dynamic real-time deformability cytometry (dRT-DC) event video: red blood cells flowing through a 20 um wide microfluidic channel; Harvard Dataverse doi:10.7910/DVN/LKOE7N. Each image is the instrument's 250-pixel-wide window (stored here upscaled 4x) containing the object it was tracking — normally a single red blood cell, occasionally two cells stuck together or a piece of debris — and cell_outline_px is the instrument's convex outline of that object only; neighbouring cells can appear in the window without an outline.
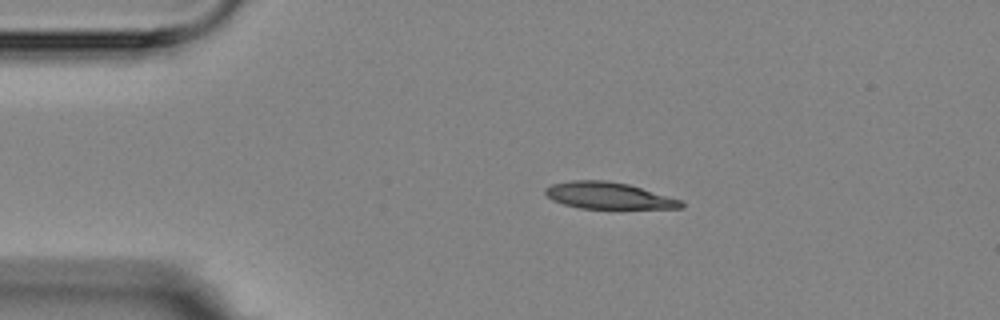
{"species": "Egyptian fruit bat (a non-hibernating species)", "species_latin": "Rousettus aegyptiacus", "temperature_condition": "room temperature", "stored_images_in_passage": 4, "camera_frame_rate_fps": 3000, "um_per_image_px": 0.085, "animal": {"sex": "female"}, "frame": {"image": 1, "passage_image": 1, "time_ms": 0.0, "image_size_px": [1000, 320], "cell_outline_px": [[684, 204], [680, 208], [580, 208], [564, 204], [552, 200], [544, 192], [544, 188], [552, 184], [572, 180], [604, 180], [628, 184], [680, 200]], "centroid_in_image_um": [51.65, 16.62], "position_along_channel_um": 33.3, "area_um2": 20.69}}
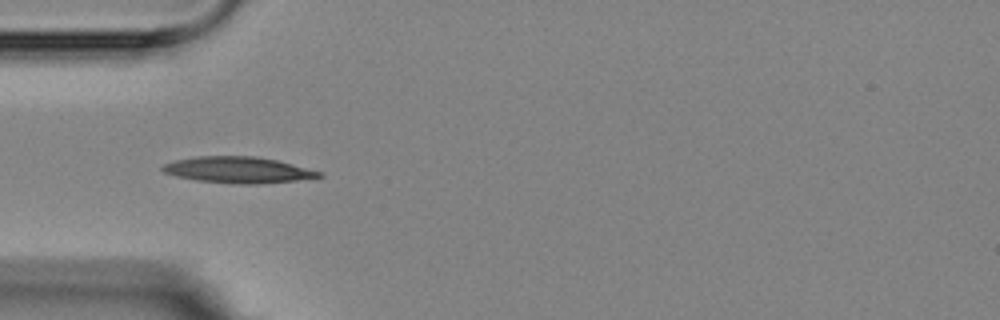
{"frame": {"image": 2, "passage_image": 3, "time_ms": 2.0, "image_size_px": [1000, 320], "cell_outline_px": [[324, 176], [296, 180], [256, 184], [232, 184], [196, 180], [176, 176], [164, 172], [160, 168], [164, 164], [176, 160], [196, 156], [256, 156], [276, 160], [324, 172]], "centroid_in_image_um": [20.24, 14.44], "position_along_channel_um": 64.8, "area_um2": 23.87}}
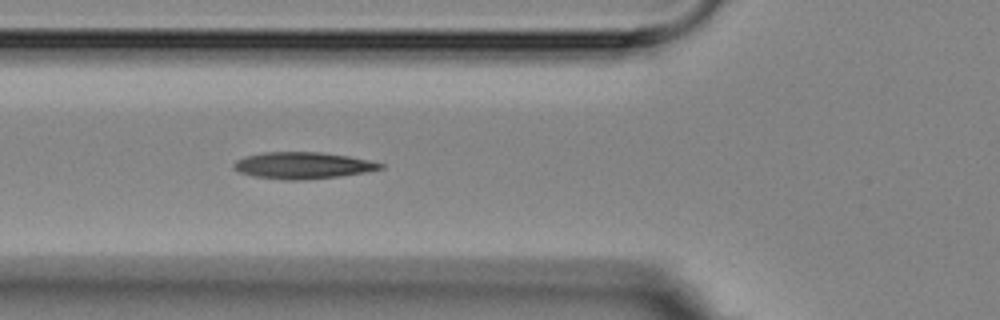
{"frame": {"image": 3, "passage_image": 4, "time_ms": 3.0, "image_size_px": [1000, 320], "cell_outline_px": [[384, 168], [364, 172], [340, 176], [300, 180], [284, 180], [252, 176], [240, 172], [232, 168], [232, 164], [236, 160], [244, 156], [264, 152], [320, 152], [348, 156], [368, 160], [384, 164]], "centroid_in_image_um": [25.68, 14.06], "position_along_channel_um": 100.1, "area_um2": 22.77}}